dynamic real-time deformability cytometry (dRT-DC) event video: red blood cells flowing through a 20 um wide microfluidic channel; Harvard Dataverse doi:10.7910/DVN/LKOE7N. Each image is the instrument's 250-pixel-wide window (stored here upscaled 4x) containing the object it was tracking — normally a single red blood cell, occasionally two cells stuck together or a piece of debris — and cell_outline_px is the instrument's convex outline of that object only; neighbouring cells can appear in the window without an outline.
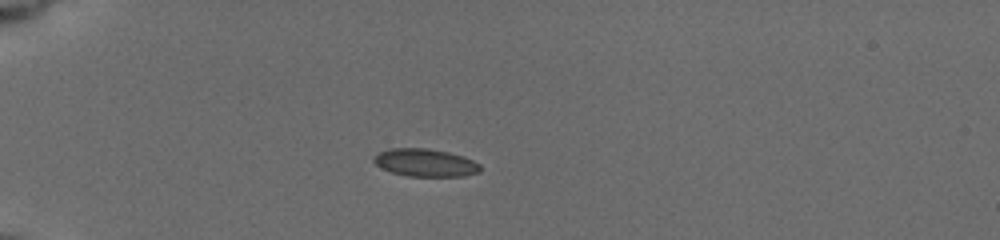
{"species": "common noctule bat (a hibernating species)", "species_latin": "Nyctalus noctula", "temperature_condition": "cold", "stored_images_in_passage": 40, "camera_frame_rate_fps": 3000, "um_per_image_px": 0.085, "animal": {"sex": "female", "body_mass_g": 19.5, "forearm_length_mm": 54.1}, "frame": {"image": 1, "passage_image": 1, "time_ms": 0.0, "image_size_px": [1000, 240], "cell_outline_px": [[480, 172], [464, 176], [408, 176], [392, 172], [380, 168], [372, 160], [372, 156], [388, 148], [428, 148], [448, 152], [464, 156], [480, 164]], "centroid_in_image_um": [36.13, 13.82], "position_along_channel_um": 48.9, "area_um2": 17.34}}
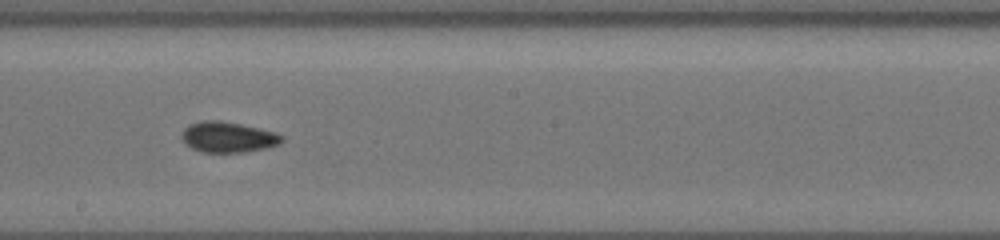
{"frame": {"image": 2, "passage_image": 18, "time_ms": 5.667, "image_size_px": [1000, 240], "cell_outline_px": [[284, 140], [280, 144], [264, 148], [244, 152], [200, 152], [184, 144], [180, 136], [184, 128], [188, 124], [204, 120], [220, 120], [240, 124], [276, 132], [284, 136]], "centroid_in_image_um": [19.35, 11.65], "position_along_channel_um": 228.8, "area_um2": 18.03}}
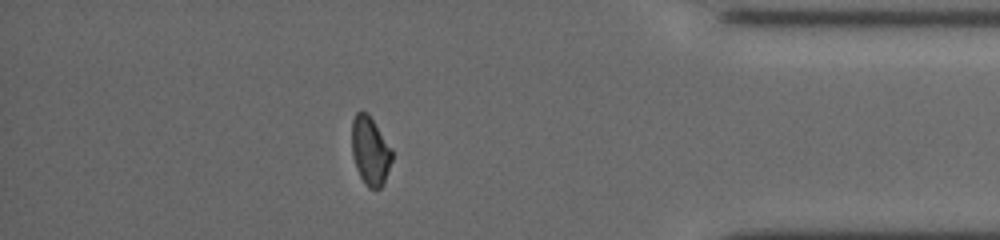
{"frame": {"image": 3, "passage_image": 34, "time_ms": 11.0, "image_size_px": [1000, 240], "cell_outline_px": [[392, 160], [384, 184], [380, 188], [368, 188], [364, 184], [356, 168], [352, 152], [352, 120], [356, 112], [368, 112], [392, 148]], "centroid_in_image_um": [31.48, 12.82], "position_along_channel_um": 403.7, "area_um2": 16.18}, "authors_computed_cell_mechanics": {"area_um2": 17.1955, "velocity_mm_per_s": 3.7734, "shape_relaxation_time_tau1_ms": 9.4935, "shape_relaxation_time_tau2_ms": 7.4879, "deformation_change_tau1": 0.1325, "deformation_change_tau2": 0.085}}